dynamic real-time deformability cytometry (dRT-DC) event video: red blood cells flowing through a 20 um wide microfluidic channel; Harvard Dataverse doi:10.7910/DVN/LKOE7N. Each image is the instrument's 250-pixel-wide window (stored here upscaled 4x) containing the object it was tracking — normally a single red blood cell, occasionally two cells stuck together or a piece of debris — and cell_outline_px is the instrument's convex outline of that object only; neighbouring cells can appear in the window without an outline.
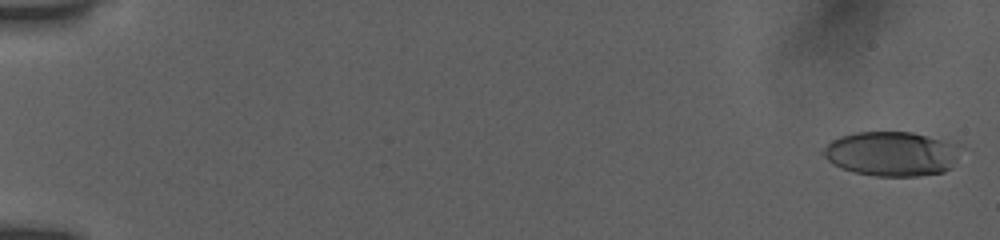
{"species": "human", "species_latin": "Homo sapiens", "temperature_condition": "room temperature", "stored_images_in_passage": 55, "camera_frame_rate_fps": 3000, "um_per_image_px": 0.085, "donor": {"sex": "female"}, "frame": {"image": 1, "passage_image": 2, "time_ms": 0.333, "image_size_px": [1000, 240], "cell_outline_px": [[964, 148], [952, 168], [944, 172], [920, 176], [876, 176], [856, 172], [840, 168], [832, 164], [820, 152], [832, 140], [840, 136], [856, 132], [912, 132], [960, 144]], "centroid_in_image_um": [75.85, 13.07], "position_along_channel_um": 9.2, "area_um2": 36.13}}
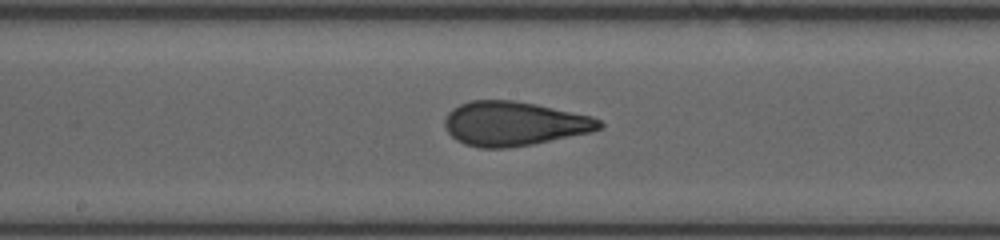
{"frame": {"image": 2, "passage_image": 31, "time_ms": 10.0, "image_size_px": [1000, 240], "cell_outline_px": [[604, 124], [600, 128], [592, 132], [532, 144], [508, 148], [480, 148], [464, 144], [456, 140], [444, 128], [444, 120], [448, 112], [452, 108], [460, 104], [472, 100], [512, 100], [536, 104], [592, 116], [600, 120]], "centroid_in_image_um": [43.67, 10.51], "position_along_channel_um": 204.5, "area_um2": 40.0}}
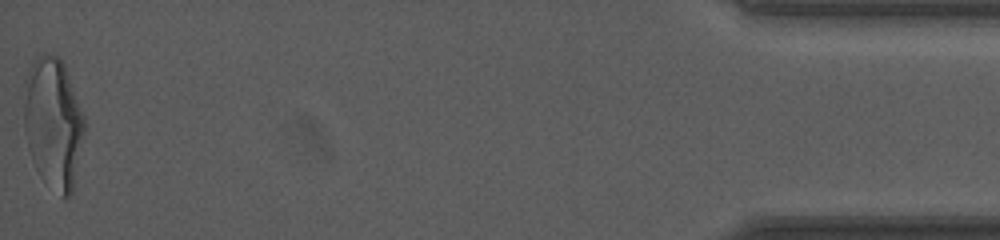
{"frame": {"image": 3, "passage_image": 55, "time_ms": 18.0, "image_size_px": [1000, 240], "cell_outline_px": [[84, 132], [72, 192], [64, 200], [32, 156], [28, 148], [24, 128], [24, 80], [36, 56], [60, 56], [64, 64], [84, 116]], "centroid_in_image_um": [4.53, 10.35], "position_along_channel_um": 430.7, "area_um2": 44.56}, "authors_computed_cell_mechanics": {"area_um2": 38.6682, "velocity_mm_per_s": 3.8948, "shape_relaxation_time_tau1_ms": 4.7287, "shape_relaxation_time_tau2_ms": 1.0451, "deformation_change_tau1": 0.2056, "deformation_change_tau2": 0.0817}}